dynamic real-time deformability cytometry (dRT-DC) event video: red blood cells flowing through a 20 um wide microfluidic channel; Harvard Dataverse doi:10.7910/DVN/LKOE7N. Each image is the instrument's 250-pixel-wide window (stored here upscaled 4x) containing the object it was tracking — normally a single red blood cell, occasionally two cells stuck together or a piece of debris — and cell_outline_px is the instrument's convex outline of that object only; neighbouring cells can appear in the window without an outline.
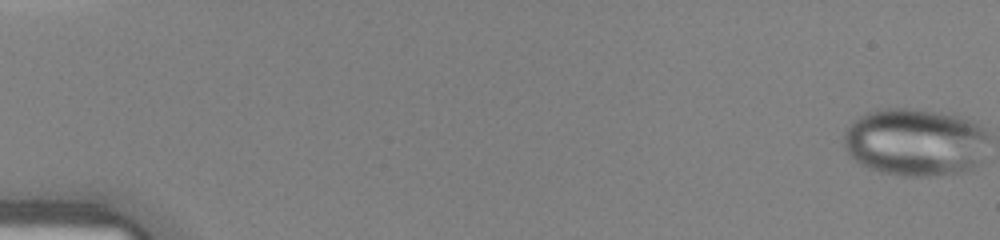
{"species": "human", "species_latin": "Homo sapiens", "temperature_condition": "warm", "stored_images_in_passage": 44, "camera_frame_rate_fps": 3000, "um_per_image_px": 0.085, "donor": {"sex": "female"}, "frame": {"image": 1, "passage_image": 1, "time_ms": 0.0, "image_size_px": [1000, 240], "cell_outline_px": [[976, 132], [940, 172], [896, 172], [876, 168], [860, 160], [848, 148], [848, 132], [860, 120], [876, 112], [924, 112], [944, 116], [968, 124]], "centroid_in_image_um": [77.2, 11.98], "position_along_channel_um": 7.8, "area_um2": 43.23}}
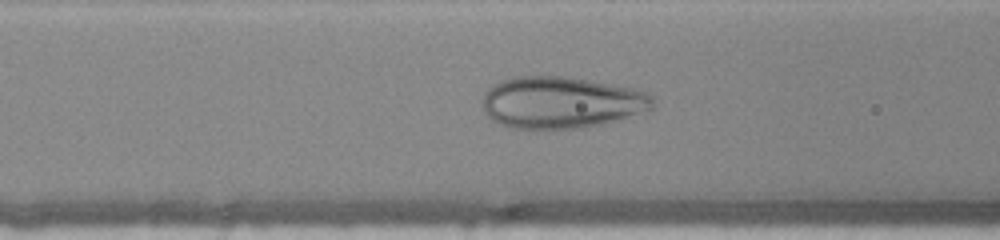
{"frame": {"image": 2, "passage_image": 19, "time_ms": 6.0, "image_size_px": [1000, 240], "cell_outline_px": [[648, 108], [624, 116], [588, 124], [560, 128], [524, 128], [504, 124], [496, 120], [488, 112], [484, 104], [484, 100], [488, 92], [492, 88], [508, 80], [532, 76], [556, 76], [584, 80], [624, 88], [640, 92], [648, 96]], "centroid_in_image_um": [47.59, 8.69], "position_along_channel_um": 119.0, "area_um2": 46.82}}
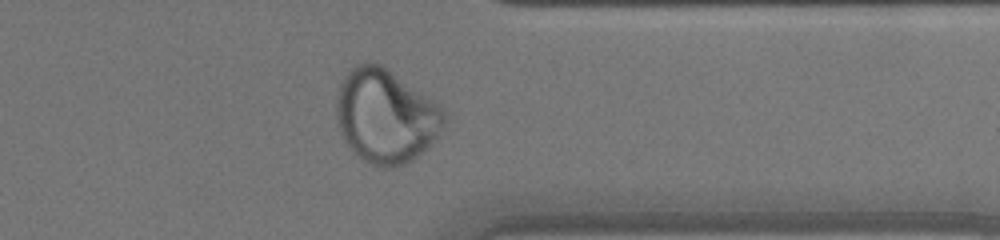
{"frame": {"image": 3, "passage_image": 36, "time_ms": 11.667, "image_size_px": [1000, 240], "cell_outline_px": [[444, 120], [436, 136], [416, 156], [400, 164], [376, 164], [360, 156], [348, 144], [344, 136], [340, 124], [340, 88], [344, 80], [360, 64], [380, 64], [440, 108], [444, 116]], "centroid_in_image_um": [32.8, 9.87], "position_along_channel_um": 378.6, "area_um2": 54.22}}